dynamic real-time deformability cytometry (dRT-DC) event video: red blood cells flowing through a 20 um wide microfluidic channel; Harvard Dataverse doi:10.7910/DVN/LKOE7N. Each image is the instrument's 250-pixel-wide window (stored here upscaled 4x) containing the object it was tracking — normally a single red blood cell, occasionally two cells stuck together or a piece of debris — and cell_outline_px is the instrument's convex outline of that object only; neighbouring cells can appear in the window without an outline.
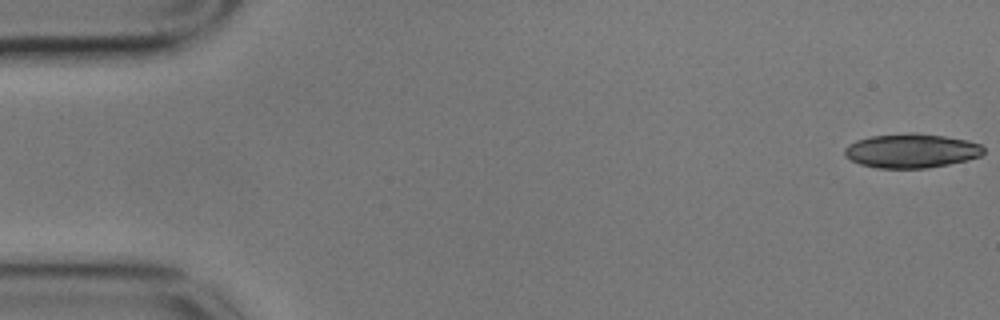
{"species": "common noctule bat (a hibernating species)", "species_latin": "Nyctalus noctula", "temperature_condition": "cold", "stored_images_in_passage": 38, "camera_frame_rate_fps": 3000, "um_per_image_px": 0.085, "animal": {"sex": "male", "body_mass_g": 17.9}, "frame": {"image": 1, "passage_image": 1, "time_ms": 0.0, "image_size_px": [1000, 320], "cell_outline_px": [[984, 152], [980, 156], [948, 164], [928, 168], [876, 168], [860, 164], [844, 156], [844, 148], [848, 144], [856, 140], [872, 136], [912, 132], [916, 132], [944, 136], [968, 140], [980, 144], [984, 148]], "centroid_in_image_um": [77.44, 12.81], "position_along_channel_um": 7.6, "area_um2": 27.74}}